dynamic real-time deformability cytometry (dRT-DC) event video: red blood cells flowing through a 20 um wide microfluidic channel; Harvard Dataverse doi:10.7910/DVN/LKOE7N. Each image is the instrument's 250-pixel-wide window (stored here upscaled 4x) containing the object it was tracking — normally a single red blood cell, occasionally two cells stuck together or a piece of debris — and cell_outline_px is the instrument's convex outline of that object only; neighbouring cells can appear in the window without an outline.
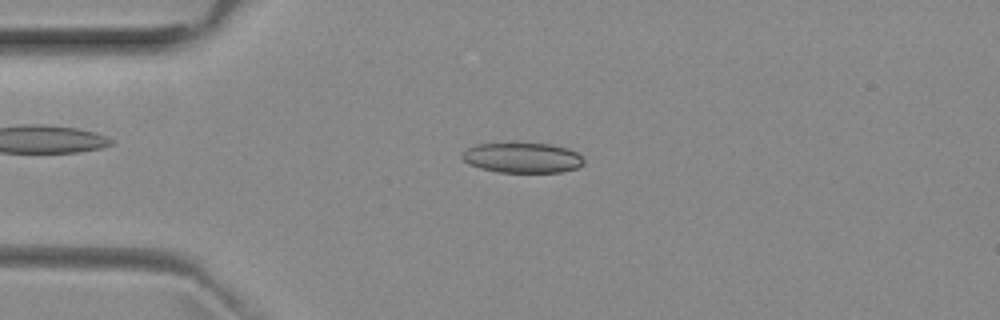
{"species": "common noctule bat (a hibernating species)", "species_latin": "Nyctalus noctula", "temperature_condition": "room temperature", "stored_images_in_passage": 43, "camera_frame_rate_fps": 3000, "um_per_image_px": 0.085, "animal": {"sex": "female", "body_mass_g": 29.2, "forearm_length_mm": 56.3}, "frame": {"image": 1, "passage_image": 3, "time_ms": 0.667, "image_size_px": [1000, 320], "cell_outline_px": [[584, 164], [576, 168], [560, 172], [496, 172], [480, 168], [468, 164], [460, 156], [468, 148], [476, 144], [512, 140], [552, 144], [568, 148], [576, 152], [584, 160]], "centroid_in_image_um": [44.37, 13.36], "position_along_channel_um": 40.6, "area_um2": 22.31}}
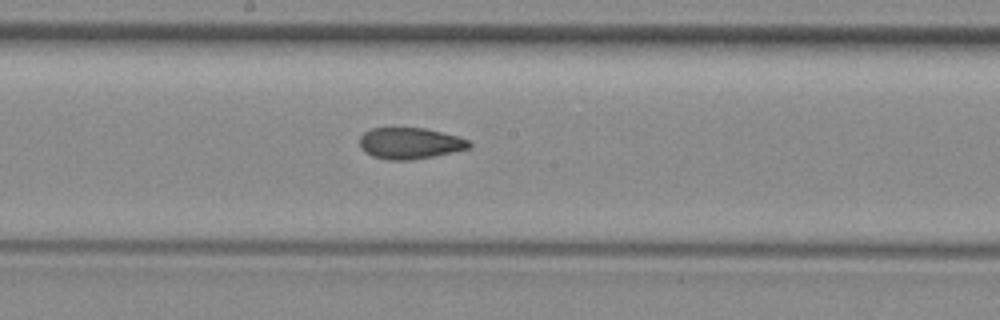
{"frame": {"image": 2, "passage_image": 18, "time_ms": 5.667, "image_size_px": [1000, 320], "cell_outline_px": [[472, 144], [468, 148], [432, 156], [408, 160], [388, 160], [372, 156], [364, 152], [360, 148], [360, 136], [364, 132], [372, 128], [424, 128], [456, 136], [468, 140]], "centroid_in_image_um": [34.78, 12.18], "position_along_channel_um": 213.4, "area_um2": 19.71}}
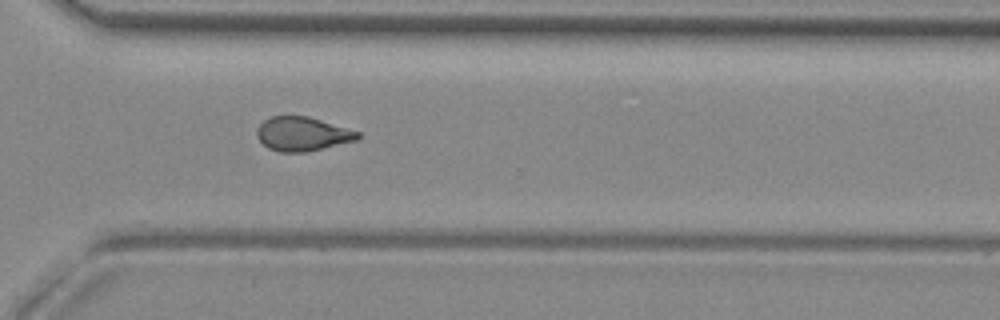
{"frame": {"image": 3, "passage_image": 28, "time_ms": 9.0, "image_size_px": [1000, 320], "cell_outline_px": [[360, 140], [304, 152], [280, 152], [268, 148], [256, 136], [256, 128], [264, 120], [272, 116], [308, 116], [360, 132]], "centroid_in_image_um": [25.71, 11.38], "position_along_channel_um": 344.9, "area_um2": 20.0}, "authors_computed_cell_mechanics": {"area_um2": 20.4612, "velocity_mm_per_s": 3.9546, "shape_relaxation_time_tau1_ms": 7.2443, "shape_relaxation_time_tau2_ms": 2.335, "deformation_change_tau1": 0.1619, "deformation_change_tau2": 0.0838}}